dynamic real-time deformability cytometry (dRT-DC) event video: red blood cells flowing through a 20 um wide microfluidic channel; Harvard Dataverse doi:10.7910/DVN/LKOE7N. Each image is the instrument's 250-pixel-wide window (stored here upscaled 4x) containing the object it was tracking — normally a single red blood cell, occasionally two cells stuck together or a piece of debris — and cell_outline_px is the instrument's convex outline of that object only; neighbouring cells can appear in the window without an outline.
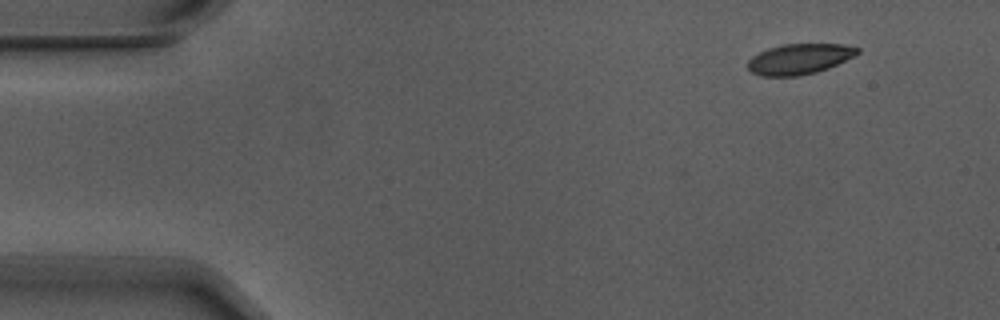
{"species": "Egyptian fruit bat (a non-hibernating species)", "species_latin": "Rousettus aegyptiacus", "temperature_condition": "warm", "stored_images_in_passage": 4, "camera_frame_rate_fps": 3000, "um_per_image_px": 0.085, "animal": {"sex": "male"}, "frame": {"image": 1, "passage_image": 1, "time_ms": 0.0, "image_size_px": [1000, 320], "cell_outline_px": [[860, 52], [828, 68], [816, 72], [800, 76], [760, 76], [752, 72], [748, 68], [748, 60], [752, 56], [768, 48], [784, 44], [844, 44], [860, 48]], "centroid_in_image_um": [67.92, 5.01], "position_along_channel_um": 17.1, "area_um2": 19.36}}